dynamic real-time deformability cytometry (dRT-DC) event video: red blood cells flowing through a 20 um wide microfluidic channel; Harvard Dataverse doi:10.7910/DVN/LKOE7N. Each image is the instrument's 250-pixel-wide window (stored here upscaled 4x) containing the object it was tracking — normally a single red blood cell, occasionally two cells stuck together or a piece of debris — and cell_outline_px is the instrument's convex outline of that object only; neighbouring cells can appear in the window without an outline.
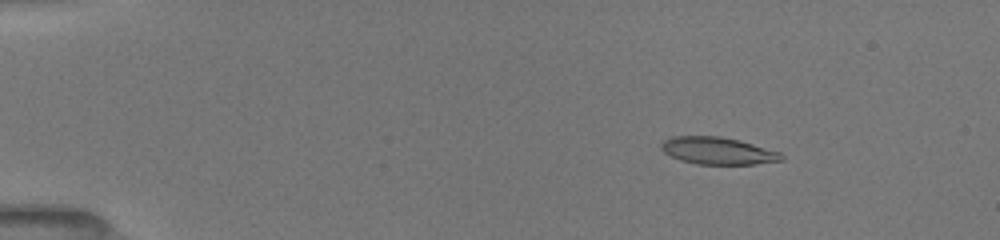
{"species": "common noctule bat (a hibernating species)", "species_latin": "Nyctalus noctula", "temperature_condition": "room temperature", "stored_images_in_passage": 14, "camera_frame_rate_fps": 3000, "um_per_image_px": 0.085, "animal": {"sex": "female", "body_mass_g": 19.5, "forearm_length_mm": 54.1}, "frame": {"image": 1, "passage_image": 4, "time_ms": 2.0, "image_size_px": [1000, 240], "cell_outline_px": [[784, 160], [756, 164], [696, 164], [680, 160], [664, 152], [660, 148], [660, 144], [664, 140], [672, 136], [720, 136], [740, 140], [780, 152], [784, 156]], "centroid_in_image_um": [61.01, 12.81], "position_along_channel_um": 24.0, "area_um2": 19.13}}
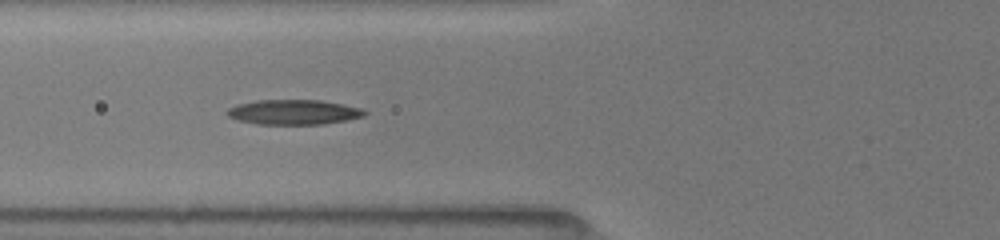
{"frame": {"image": 2, "passage_image": 11, "time_ms": 6.333, "image_size_px": [1000, 240], "cell_outline_px": [[368, 112], [364, 116], [324, 124], [256, 124], [240, 120], [228, 116], [224, 112], [228, 108], [236, 104], [256, 100], [320, 100], [364, 108]], "centroid_in_image_um": [24.95, 9.52], "position_along_channel_um": 100.8, "area_um2": 20.0}}
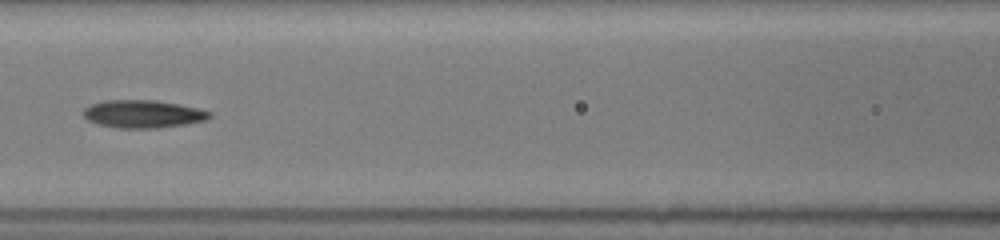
{"frame": {"image": 3, "passage_image": 13, "time_ms": 7.667, "image_size_px": [1000, 240], "cell_outline_px": [[212, 116], [204, 120], [184, 124], [160, 128], [120, 128], [100, 124], [88, 120], [84, 116], [84, 108], [92, 104], [104, 100], [156, 100], [196, 108], [212, 112]], "centroid_in_image_um": [12.15, 9.68], "position_along_channel_um": 154.5, "area_um2": 20.17}}